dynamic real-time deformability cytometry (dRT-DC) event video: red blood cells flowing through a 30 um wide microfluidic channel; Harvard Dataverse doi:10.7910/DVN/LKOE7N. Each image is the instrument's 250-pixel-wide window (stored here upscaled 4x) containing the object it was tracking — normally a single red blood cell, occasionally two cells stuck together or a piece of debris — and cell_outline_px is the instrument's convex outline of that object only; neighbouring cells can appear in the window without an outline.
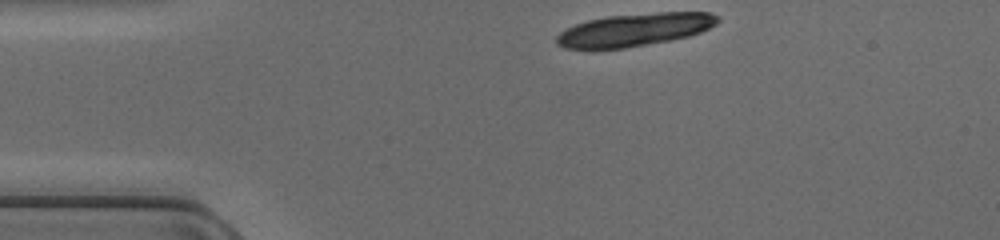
{"species": "common noctule bat (a hibernating species)", "species_latin": "Nyctalus noctula", "temperature_condition": "cold", "stored_images_in_passage": 8, "camera_frame_rate_fps": 3000, "um_per_image_px": 0.085, "animal": {"sex": "female", "body_mass_g": 17.0, "forearm_length_mm": 48.0}, "frame": {"image": 1, "passage_image": 1, "time_ms": 0.0, "image_size_px": [1000, 240], "cell_outline_px": [[720, 20], [716, 24], [700, 32], [688, 36], [668, 40], [624, 48], [564, 48], [556, 44], [556, 36], [560, 32], [576, 24], [588, 20], [608, 16], [660, 12], [708, 12], [720, 16]], "centroid_in_image_um": [53.95, 2.51], "position_along_channel_um": 31.0, "area_um2": 30.4}}